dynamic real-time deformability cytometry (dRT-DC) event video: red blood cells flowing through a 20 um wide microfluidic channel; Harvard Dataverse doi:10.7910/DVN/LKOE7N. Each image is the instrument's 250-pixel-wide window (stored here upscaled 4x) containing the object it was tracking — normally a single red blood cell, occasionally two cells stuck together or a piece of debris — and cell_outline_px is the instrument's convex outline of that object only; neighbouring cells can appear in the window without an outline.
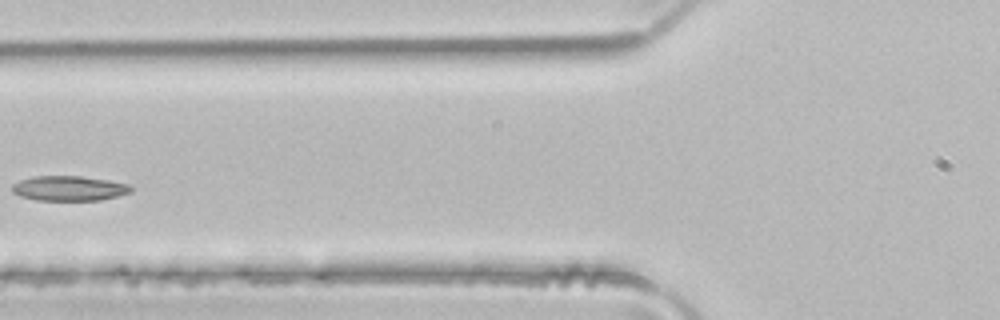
{"species": "common noctule bat (a hibernating species)", "species_latin": "Nyctalus noctula", "temperature_condition": "room temperature", "stored_images_in_passage": 4, "camera_frame_rate_fps": 3000, "um_per_image_px": 0.085, "animal": {"sex": "male", "body_mass_g": 21.5, "forearm_length_mm": 52.0}, "frame": {"image": 1, "passage_image": 4, "time_ms": 1.0, "image_size_px": [1000, 320], "cell_outline_px": [[132, 192], [100, 200], [36, 200], [20, 196], [12, 192], [12, 184], [20, 180], [32, 176], [80, 176], [108, 180], [132, 184]], "centroid_in_image_um": [5.88, 16.0], "position_along_channel_um": 119.9, "area_um2": 17.34}}